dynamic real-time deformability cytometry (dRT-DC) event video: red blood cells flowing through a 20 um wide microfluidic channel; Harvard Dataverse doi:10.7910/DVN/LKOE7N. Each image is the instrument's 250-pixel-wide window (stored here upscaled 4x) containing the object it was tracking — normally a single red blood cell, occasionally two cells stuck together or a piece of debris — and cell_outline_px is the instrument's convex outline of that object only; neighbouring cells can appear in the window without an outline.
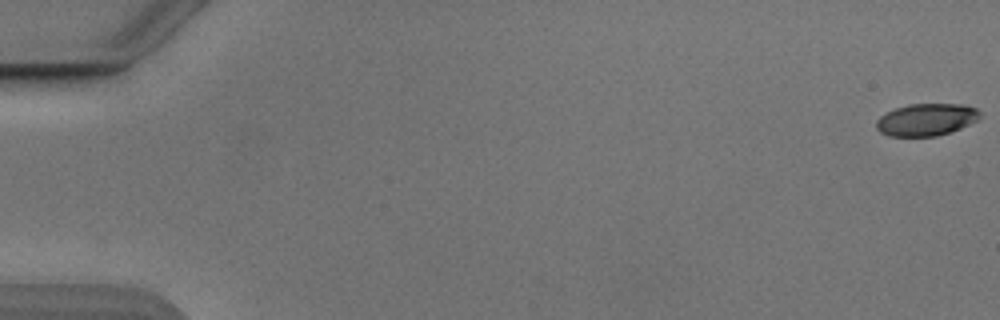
{"species": "Egyptian fruit bat (a non-hibernating species)", "species_latin": "Rousettus aegyptiacus", "temperature_condition": "cold", "stored_images_in_passage": 54, "camera_frame_rate_fps": 3000, "um_per_image_px": 0.085, "animal": {"sex": "male"}, "frame": {"image": 1, "passage_image": 1, "time_ms": 0.0, "image_size_px": [1000, 320], "cell_outline_px": [[980, 116], [976, 120], [960, 128], [936, 136], [888, 136], [880, 132], [876, 128], [876, 120], [880, 116], [896, 108], [908, 104], [964, 104], [976, 108], [980, 112]], "centroid_in_image_um": [78.71, 10.16], "position_along_channel_um": 6.3, "area_um2": 19.31}}
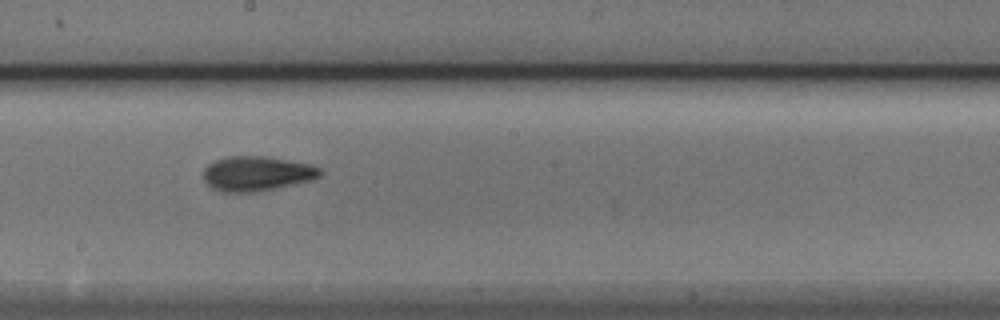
{"frame": {"image": 2, "passage_image": 31, "time_ms": 10.0, "image_size_px": [1000, 320], "cell_outline_px": [[324, 172], [320, 176], [312, 180], [256, 192], [224, 192], [212, 188], [204, 180], [204, 168], [208, 164], [224, 156], [264, 156], [308, 164], [320, 168]], "centroid_in_image_um": [21.81, 14.75], "position_along_channel_um": 226.4, "area_um2": 23.52}}
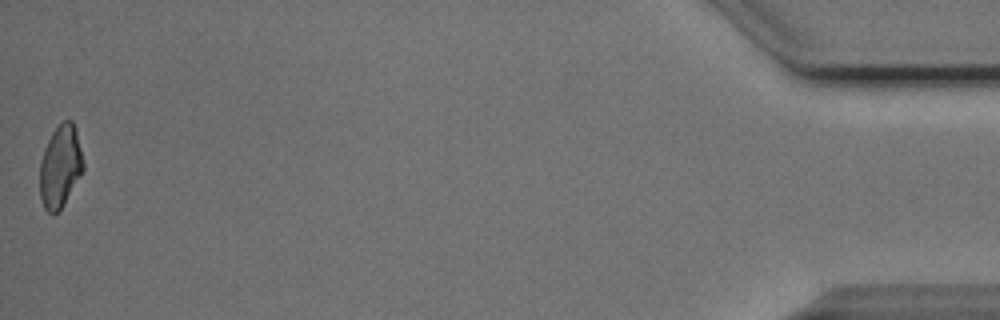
{"frame": {"image": 3, "passage_image": 54, "time_ms": 17.667, "image_size_px": [1000, 320], "cell_outline_px": [[84, 168], [80, 176], [60, 208], [52, 216], [44, 208], [40, 196], [40, 160], [44, 148], [52, 132], [64, 120], [72, 120], [76, 128], [84, 164]], "centroid_in_image_um": [5.11, 14.12], "position_along_channel_um": 430.1, "area_um2": 20.63}, "authors_computed_cell_mechanics": {"area_um2": 21.7906, "velocity_mm_per_s": 3.8755, "shape_relaxation_time_tau1_ms": 4.2671, "shape_relaxation_time_tau2_ms": 2.7483, "deformation_change_tau1": 0.1481, "deformation_change_tau2": 0.0965}}